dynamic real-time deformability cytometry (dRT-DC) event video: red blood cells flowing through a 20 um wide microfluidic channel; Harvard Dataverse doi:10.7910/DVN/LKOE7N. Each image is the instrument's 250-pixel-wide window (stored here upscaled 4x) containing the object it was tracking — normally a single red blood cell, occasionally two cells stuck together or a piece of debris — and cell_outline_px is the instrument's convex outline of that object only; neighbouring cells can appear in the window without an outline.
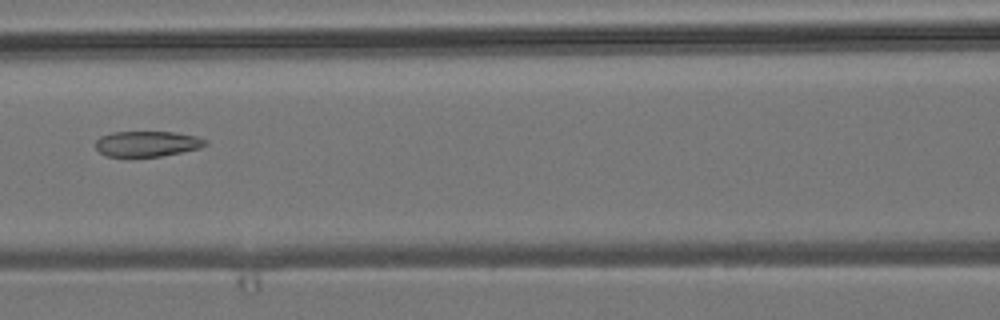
{"species": "common noctule bat (a hibernating species)", "species_latin": "Nyctalus noctula", "temperature_condition": "room temperature", "stored_images_in_passage": 5, "camera_frame_rate_fps": 3000, "um_per_image_px": 0.085, "animal": {"sex": "male", "body_mass_g": 19.2, "forearm_length_mm": 51.8}, "frame": {"image": 1, "passage_image": 4, "time_ms": 3.667, "image_size_px": [1000, 320], "cell_outline_px": [[208, 144], [200, 148], [160, 156], [108, 156], [100, 152], [96, 148], [96, 140], [100, 136], [112, 132], [176, 132], [196, 136], [208, 140]], "centroid_in_image_um": [12.53, 12.21], "position_along_channel_um": 154.1, "area_um2": 16.24}}
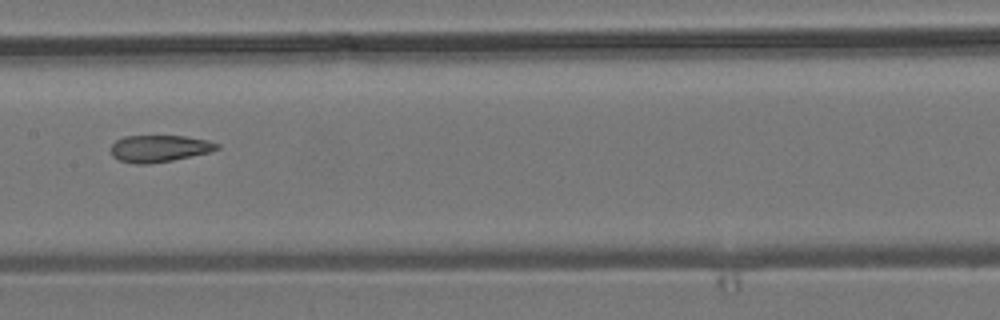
{"frame": {"image": 2, "passage_image": 5, "time_ms": 4.667, "image_size_px": [1000, 320], "cell_outline_px": [[220, 148], [208, 152], [172, 160], [148, 164], [136, 164], [120, 160], [112, 156], [112, 144], [116, 140], [124, 136], [184, 136], [208, 140], [220, 144]], "centroid_in_image_um": [13.54, 12.61], "position_along_channel_um": 193.9, "area_um2": 16.47}}